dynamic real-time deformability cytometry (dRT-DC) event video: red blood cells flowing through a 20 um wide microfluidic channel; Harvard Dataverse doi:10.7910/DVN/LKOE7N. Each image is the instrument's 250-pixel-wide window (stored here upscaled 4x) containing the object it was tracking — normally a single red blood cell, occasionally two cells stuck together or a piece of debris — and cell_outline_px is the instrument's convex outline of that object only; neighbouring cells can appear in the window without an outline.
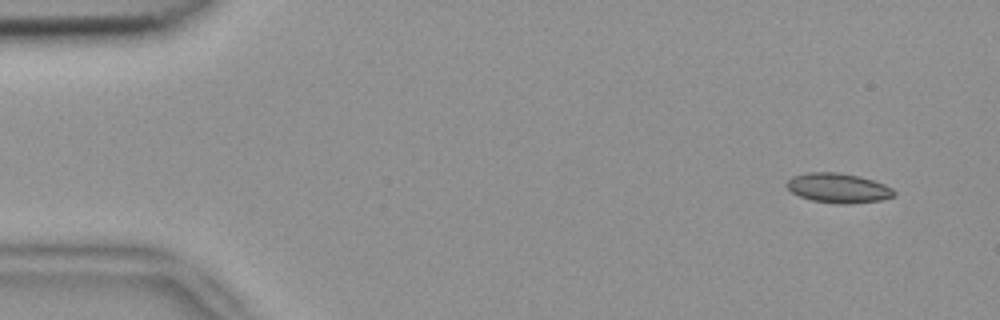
{"species": "common noctule bat (a hibernating species)", "species_latin": "Nyctalus noctula", "temperature_condition": "room temperature", "stored_images_in_passage": 4, "camera_frame_rate_fps": 3000, "um_per_image_px": 0.085, "animal": {"sex": "female", "body_mass_g": 18.4}, "frame": {"image": 1, "passage_image": 2, "time_ms": 0.333, "image_size_px": [1000, 320], "cell_outline_px": [[896, 196], [880, 200], [844, 204], [812, 200], [800, 196], [792, 192], [784, 184], [792, 176], [808, 172], [840, 172], [860, 176], [884, 184], [892, 188], [896, 192]], "centroid_in_image_um": [71.25, 15.96], "position_along_channel_um": 13.7, "area_um2": 18.5}}
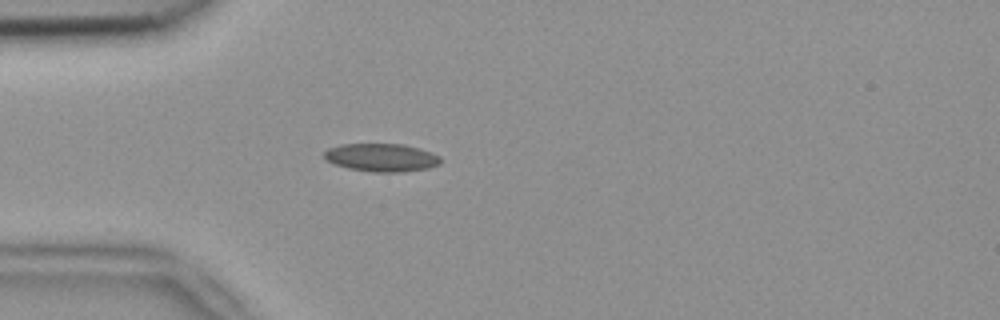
{"frame": {"image": 2, "passage_image": 4, "time_ms": 1.0, "image_size_px": [1000, 320], "cell_outline_px": [[440, 164], [428, 168], [400, 172], [372, 172], [348, 168], [336, 164], [328, 160], [324, 156], [324, 152], [328, 148], [340, 144], [404, 144], [420, 148], [432, 152], [440, 156]], "centroid_in_image_um": [32.45, 13.38], "position_along_channel_um": 52.5, "area_um2": 19.02}}